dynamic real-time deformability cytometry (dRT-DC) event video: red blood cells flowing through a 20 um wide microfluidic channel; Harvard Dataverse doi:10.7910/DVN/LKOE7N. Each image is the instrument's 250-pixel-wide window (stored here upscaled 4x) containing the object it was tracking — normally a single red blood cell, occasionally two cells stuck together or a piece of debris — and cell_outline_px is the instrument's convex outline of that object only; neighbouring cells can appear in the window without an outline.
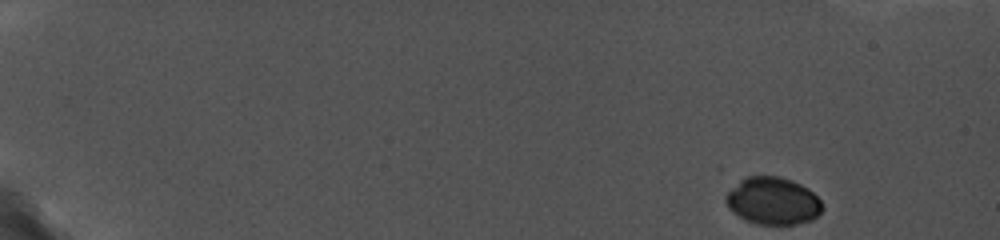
{"species": "common noctule bat (a hibernating species)", "species_latin": "Nyctalus noctula", "temperature_condition": "cold", "stored_images_in_passage": 49, "camera_frame_rate_fps": 5000, "um_per_image_px": 0.085, "animal": {"sex": "female", "body_mass_g": 19.0, "forearm_length_mm": 56.7}, "frame": {"image": 1, "passage_image": 1, "time_ms": 0.0, "image_size_px": [1000, 240], "cell_outline_px": [[824, 208], [812, 220], [796, 224], [756, 224], [744, 220], [732, 212], [728, 208], [724, 200], [724, 196], [744, 176], [780, 176], [792, 180], [808, 188], [820, 200]], "centroid_in_image_um": [65.67, 17.08], "position_along_channel_um": 19.3, "area_um2": 26.82}}
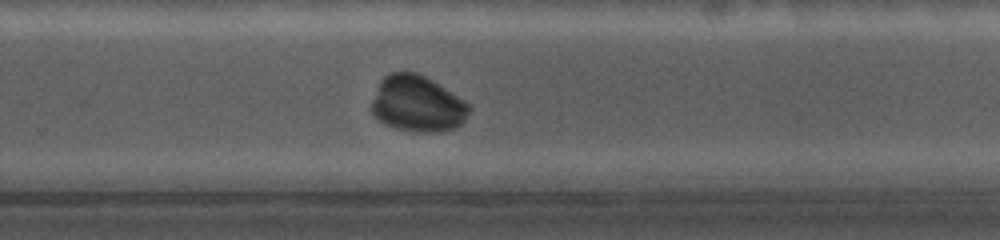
{"frame": {"image": 2, "passage_image": 41, "time_ms": 11.6, "image_size_px": [1000, 240], "cell_outline_px": [[472, 108], [464, 120], [456, 128], [440, 132], [412, 132], [396, 128], [384, 124], [368, 108], [380, 80], [388, 72], [416, 72], [432, 80], [468, 104]], "centroid_in_image_um": [35.43, 8.84], "position_along_channel_um": 294.4, "area_um2": 31.96}}
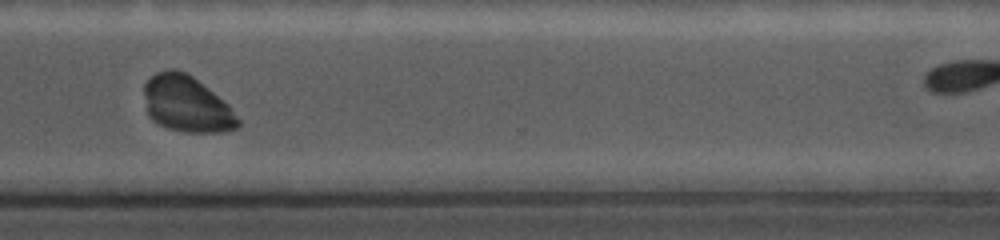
{"frame": {"image": 3, "passage_image": 47, "time_ms": 13.2, "image_size_px": [1000, 240], "cell_outline_px": [[240, 124], [236, 128], [224, 132], [184, 132], [168, 128], [156, 124], [148, 116], [144, 92], [144, 84], [156, 72], [172, 68], [176, 68], [192, 76], [228, 104], [240, 120]], "centroid_in_image_um": [15.85, 8.86], "position_along_channel_um": 354.7, "area_um2": 30.69}}